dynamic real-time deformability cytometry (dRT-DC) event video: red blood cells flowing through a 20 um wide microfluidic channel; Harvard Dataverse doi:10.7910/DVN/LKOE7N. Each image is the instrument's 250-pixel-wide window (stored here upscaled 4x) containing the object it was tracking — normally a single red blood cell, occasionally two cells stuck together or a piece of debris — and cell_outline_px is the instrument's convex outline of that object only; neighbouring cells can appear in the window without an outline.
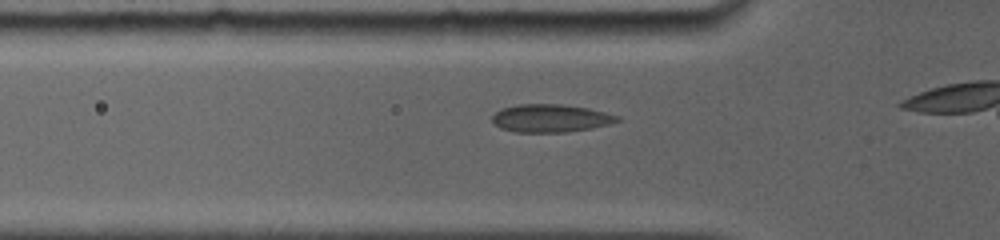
{"species": "common noctule bat (a hibernating species)", "species_latin": "Nyctalus noctula", "temperature_condition": "room temperature", "stored_images_in_passage": 13, "camera_frame_rate_fps": 5000, "um_per_image_px": 0.085, "animal": {"sex": "female", "body_mass_g": 19.0, "forearm_length_mm": 56.7}, "frame": {"image": 1, "passage_image": 8, "time_ms": 2.2, "image_size_px": [1000, 240], "cell_outline_px": [[620, 120], [608, 124], [592, 128], [568, 132], [516, 132], [500, 128], [492, 124], [492, 116], [500, 108], [520, 104], [560, 104], [588, 108], [620, 116]], "centroid_in_image_um": [46.76, 10.05], "position_along_channel_um": 79.0, "area_um2": 20.4}}
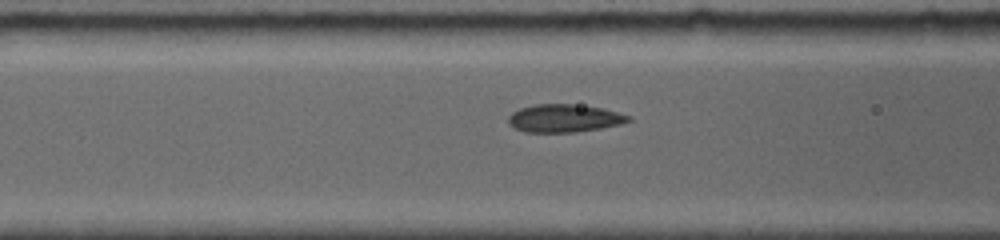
{"frame": {"image": 2, "passage_image": 11, "time_ms": 3.2, "image_size_px": [1000, 240], "cell_outline_px": [[632, 120], [620, 124], [600, 128], [576, 132], [524, 132], [508, 124], [508, 116], [512, 112], [520, 108], [536, 104], [572, 104], [600, 108], [632, 116]], "centroid_in_image_um": [47.93, 10.05], "position_along_channel_um": 118.7, "area_um2": 19.42}}